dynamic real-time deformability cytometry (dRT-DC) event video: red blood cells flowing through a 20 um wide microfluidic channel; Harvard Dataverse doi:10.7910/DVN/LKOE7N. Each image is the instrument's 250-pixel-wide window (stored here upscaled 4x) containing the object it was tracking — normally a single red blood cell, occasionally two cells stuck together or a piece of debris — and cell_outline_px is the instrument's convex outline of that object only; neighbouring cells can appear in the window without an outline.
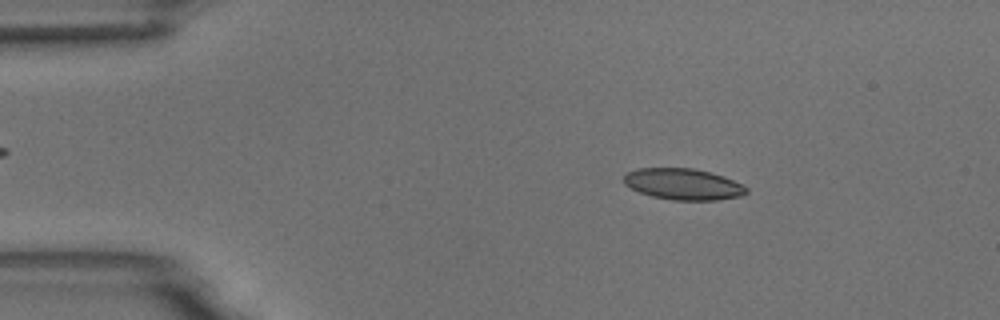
{"species": "common noctule bat (a hibernating species)", "species_latin": "Nyctalus noctula", "temperature_condition": "room temperature", "stored_images_in_passage": 5, "camera_frame_rate_fps": 3000, "um_per_image_px": 0.085, "animal": {"sex": "male", "body_mass_g": 18.8}, "frame": {"image": 1, "passage_image": 3, "time_ms": 2.333, "image_size_px": [1000, 320], "cell_outline_px": [[748, 192], [740, 196], [716, 200], [672, 200], [652, 196], [640, 192], [624, 184], [624, 176], [628, 172], [636, 168], [692, 168], [724, 176], [744, 184], [748, 188]], "centroid_in_image_um": [58.1, 15.65], "position_along_channel_um": 26.9, "area_um2": 22.31}}